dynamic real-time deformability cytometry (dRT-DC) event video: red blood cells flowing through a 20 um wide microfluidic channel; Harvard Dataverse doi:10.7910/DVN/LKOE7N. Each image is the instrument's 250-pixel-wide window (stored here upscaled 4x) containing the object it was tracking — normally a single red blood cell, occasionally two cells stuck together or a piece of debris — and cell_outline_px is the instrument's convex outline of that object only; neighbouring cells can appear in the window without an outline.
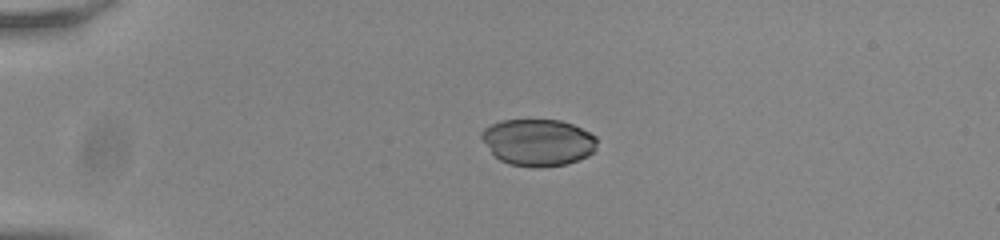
{"species": "common noctule bat (a hibernating species)", "species_latin": "Nyctalus noctula", "temperature_condition": "room temperature", "stored_images_in_passage": 55, "camera_frame_rate_fps": 3000, "um_per_image_px": 0.085, "animal": {"sex": "male", "body_mass_g": 20.0, "forearm_length_mm": 53.3}, "frame": {"image": 1, "passage_image": 14, "time_ms": 4.333, "image_size_px": [1000, 240], "cell_outline_px": [[596, 148], [588, 156], [564, 164], [540, 168], [532, 168], [508, 164], [500, 160], [492, 152], [480, 136], [480, 132], [484, 128], [500, 120], [560, 120], [572, 124], [596, 136]], "centroid_in_image_um": [45.72, 12.1], "position_along_channel_um": 39.3, "area_um2": 31.44}}